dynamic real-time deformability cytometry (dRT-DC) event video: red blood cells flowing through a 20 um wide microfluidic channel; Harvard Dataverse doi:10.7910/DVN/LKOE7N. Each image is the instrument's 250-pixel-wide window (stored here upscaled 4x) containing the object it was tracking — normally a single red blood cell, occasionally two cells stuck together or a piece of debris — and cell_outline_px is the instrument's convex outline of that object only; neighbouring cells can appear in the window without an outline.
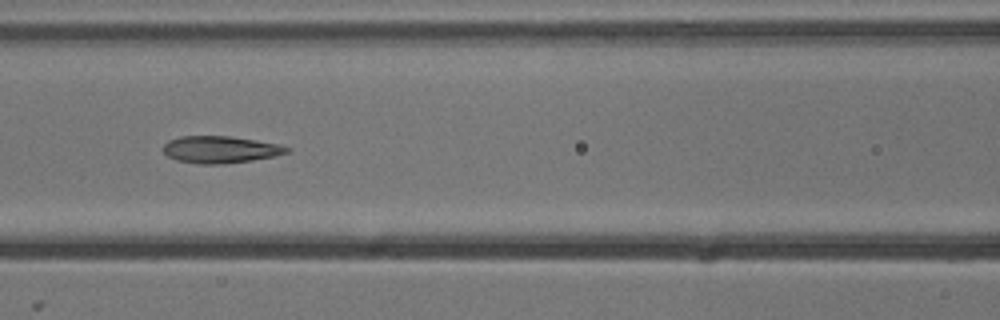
{"species": "common noctule bat (a hibernating species)", "species_latin": "Nyctalus noctula", "temperature_condition": "cold", "stored_images_in_passage": 9, "camera_frame_rate_fps": 3000, "um_per_image_px": 0.085, "animal": {"sex": "male", "body_mass_g": 13.3}, "frame": {"image": 1, "passage_image": 6, "time_ms": 1.667, "image_size_px": [1000, 320], "cell_outline_px": [[292, 148], [288, 152], [272, 156], [252, 160], [224, 164], [200, 164], [176, 160], [168, 156], [164, 152], [164, 144], [168, 140], [180, 136], [232, 136], [280, 144]], "centroid_in_image_um": [18.73, 12.7], "position_along_channel_um": 147.9, "area_um2": 19.48}}
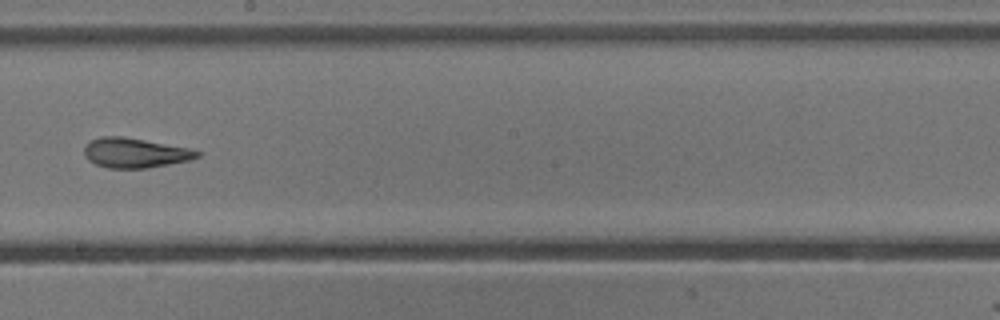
{"frame": {"image": 2, "passage_image": 8, "time_ms": 2.333, "image_size_px": [1000, 320], "cell_outline_px": [[200, 156], [192, 160], [148, 168], [108, 168], [96, 164], [88, 160], [84, 156], [84, 148], [92, 140], [100, 136], [124, 136], [188, 148], [200, 152]], "centroid_in_image_um": [11.48, 13.0], "position_along_channel_um": 236.7, "area_um2": 19.59}}
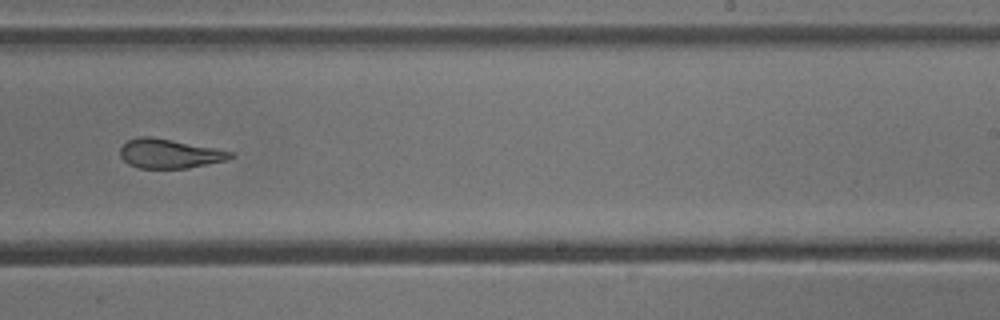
{"frame": {"image": 3, "passage_image": 9, "time_ms": 2.667, "image_size_px": [1000, 320], "cell_outline_px": [[236, 156], [228, 160], [188, 168], [140, 168], [128, 164], [120, 156], [120, 148], [128, 140], [140, 136], [148, 136], [172, 140], [216, 148], [232, 152]], "centroid_in_image_um": [14.42, 13.06], "position_along_channel_um": 274.6, "area_um2": 18.79}}